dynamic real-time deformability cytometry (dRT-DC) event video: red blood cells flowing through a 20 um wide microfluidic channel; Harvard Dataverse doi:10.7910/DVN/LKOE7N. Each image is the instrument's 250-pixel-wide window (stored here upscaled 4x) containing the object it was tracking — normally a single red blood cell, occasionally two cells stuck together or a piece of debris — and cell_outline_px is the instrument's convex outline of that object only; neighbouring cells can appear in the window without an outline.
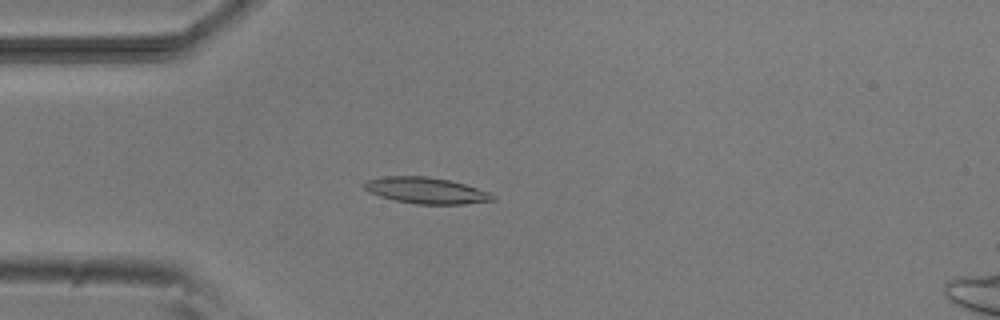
{"species": "common noctule bat (a hibernating species)", "species_latin": "Nyctalus noctula", "temperature_condition": "room temperature", "stored_images_in_passage": 4, "camera_frame_rate_fps": 3000, "um_per_image_px": 0.085, "animal": {"sex": "male", "body_mass_g": 20.5, "forearm_length_mm": 52.5}, "frame": {"image": 1, "passage_image": 3, "time_ms": 2.333, "image_size_px": [1000, 320], "cell_outline_px": [[496, 200], [464, 204], [416, 204], [396, 200], [380, 196], [368, 192], [360, 184], [368, 180], [384, 176], [424, 176], [448, 180], [464, 184], [488, 192], [496, 196]], "centroid_in_image_um": [36.19, 16.19], "position_along_channel_um": 48.8, "area_um2": 19.54}}